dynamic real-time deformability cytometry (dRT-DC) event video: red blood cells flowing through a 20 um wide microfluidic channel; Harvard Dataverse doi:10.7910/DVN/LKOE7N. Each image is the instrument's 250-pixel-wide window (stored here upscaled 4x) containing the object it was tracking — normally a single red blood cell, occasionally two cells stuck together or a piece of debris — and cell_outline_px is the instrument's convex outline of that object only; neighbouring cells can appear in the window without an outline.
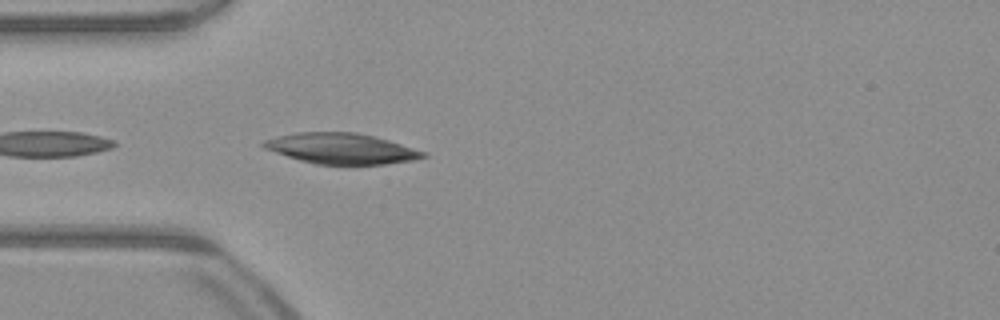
{"species": "common noctule bat (a hibernating species)", "species_latin": "Nyctalus noctula", "temperature_condition": "warm", "stored_images_in_passage": 9, "camera_frame_rate_fps": 3000, "um_per_image_px": 0.085, "animal": {"sex": "male", "body_mass_g": 23.1, "forearm_length_mm": 52.7}, "frame": {"image": 1, "passage_image": 2, "time_ms": 0.333, "image_size_px": [1000, 320], "cell_outline_px": [[428, 156], [412, 160], [384, 164], [316, 164], [300, 160], [264, 148], [260, 144], [264, 140], [276, 136], [296, 132], [356, 132], [388, 140], [428, 152]], "centroid_in_image_um": [29.01, 12.62], "position_along_channel_um": 56.0, "area_um2": 28.32}}